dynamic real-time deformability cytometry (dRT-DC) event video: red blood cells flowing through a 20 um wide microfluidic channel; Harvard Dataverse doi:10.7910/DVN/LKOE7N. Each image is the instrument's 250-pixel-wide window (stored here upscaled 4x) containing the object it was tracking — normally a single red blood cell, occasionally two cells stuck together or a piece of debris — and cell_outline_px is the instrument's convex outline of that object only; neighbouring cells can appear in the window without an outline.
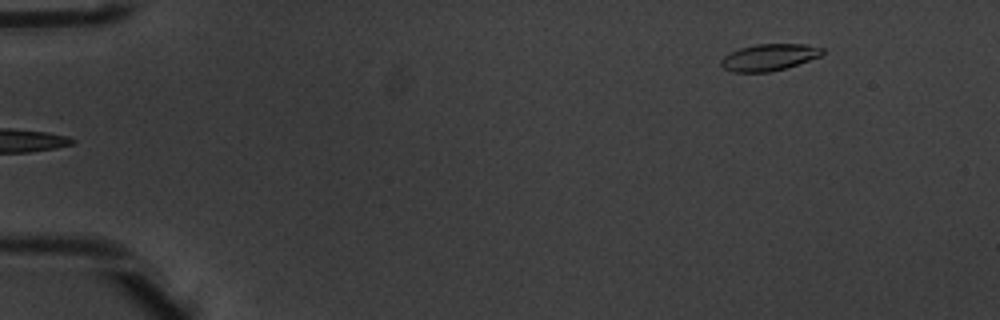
{"species": "common noctule bat (a hibernating species)", "species_latin": "Nyctalus noctula", "temperature_condition": "warm", "stored_images_in_passage": 5, "camera_frame_rate_fps": 3000, "um_per_image_px": 0.085, "animal": {"sex": "male", "body_mass_g": 20.1, "forearm_length_mm": 53.5}, "frame": {"image": 1, "passage_image": 5, "time_ms": 1.333, "image_size_px": [1000, 320], "cell_outline_px": [[824, 52], [820, 56], [784, 68], [768, 72], [732, 72], [724, 68], [720, 64], [720, 60], [724, 56], [740, 48], [756, 44], [804, 44], [824, 48]], "centroid_in_image_um": [65.35, 4.86], "position_along_channel_um": 19.7, "area_um2": 15.55}}